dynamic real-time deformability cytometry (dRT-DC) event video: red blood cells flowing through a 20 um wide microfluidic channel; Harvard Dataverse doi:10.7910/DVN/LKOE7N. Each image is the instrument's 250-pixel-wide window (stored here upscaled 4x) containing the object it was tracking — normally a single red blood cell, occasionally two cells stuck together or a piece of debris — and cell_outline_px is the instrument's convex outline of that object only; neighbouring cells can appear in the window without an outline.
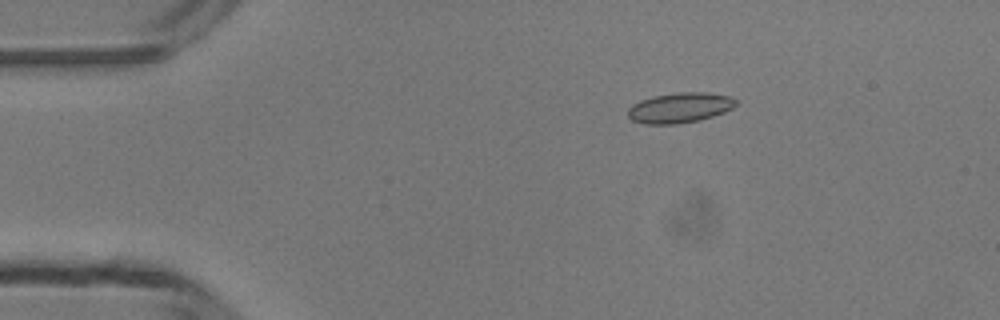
{"species": "common noctule bat (a hibernating species)", "species_latin": "Nyctalus noctula", "temperature_condition": "room temperature", "stored_images_in_passage": 50, "camera_frame_rate_fps": 3000, "um_per_image_px": 0.085, "animal": {"sex": "male", "body_mass_g": 13.3}, "frame": {"image": 1, "passage_image": 9, "time_ms": 2.667, "image_size_px": [1000, 320], "cell_outline_px": [[736, 104], [732, 108], [724, 112], [700, 120], [676, 124], [644, 124], [632, 120], [628, 116], [628, 108], [632, 104], [640, 100], [652, 96], [676, 92], [708, 92], [732, 96], [736, 100]], "centroid_in_image_um": [57.77, 9.15], "position_along_channel_um": 27.2, "area_um2": 19.19}}
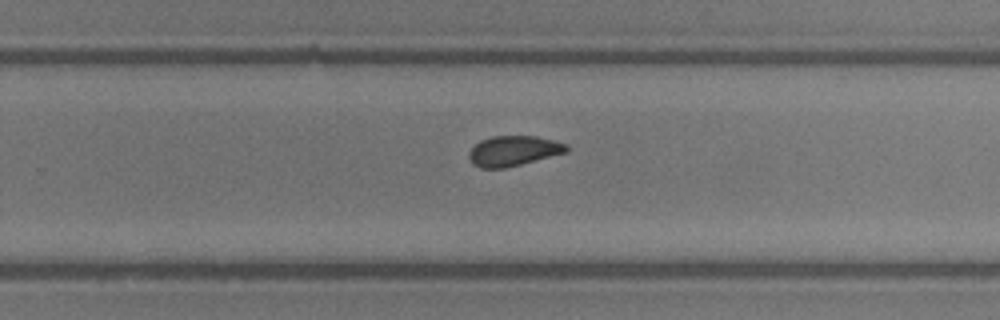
{"frame": {"image": 2, "passage_image": 32, "time_ms": 10.333, "image_size_px": [1000, 320], "cell_outline_px": [[568, 152], [504, 168], [480, 168], [472, 164], [468, 156], [468, 152], [480, 140], [492, 136], [536, 136], [568, 144]], "centroid_in_image_um": [43.63, 12.82], "position_along_channel_um": 286.2, "area_um2": 17.11}}
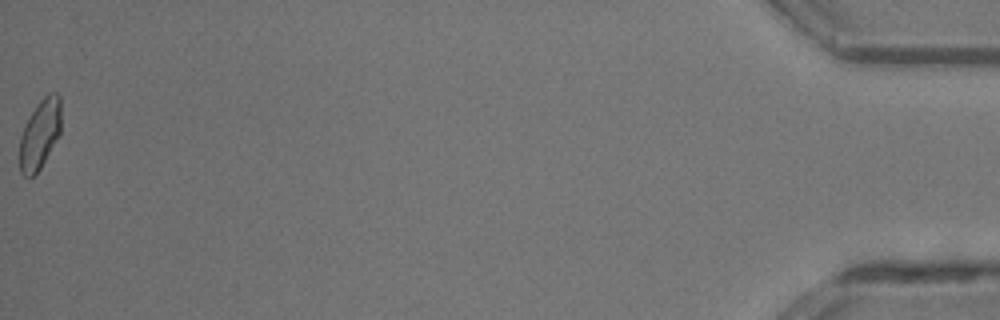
{"frame": {"image": 3, "passage_image": 50, "time_ms": 16.333, "image_size_px": [1000, 320], "cell_outline_px": [[60, 132], [40, 168], [32, 176], [24, 176], [20, 172], [20, 136], [24, 124], [40, 100], [48, 92], [56, 92], [60, 96]], "centroid_in_image_um": [3.38, 11.37], "position_along_channel_um": 431.8, "area_um2": 16.53}, "authors_computed_cell_mechanics": {"area_um2": 17.6001, "velocity_mm_per_s": 4.1871, "shape_relaxation_time_tau1_ms": 2.724, "shape_relaxation_time_tau2_ms": 1.6538, "deformation_change_tau1": 0.098, "deformation_change_tau2": 0.0818}}